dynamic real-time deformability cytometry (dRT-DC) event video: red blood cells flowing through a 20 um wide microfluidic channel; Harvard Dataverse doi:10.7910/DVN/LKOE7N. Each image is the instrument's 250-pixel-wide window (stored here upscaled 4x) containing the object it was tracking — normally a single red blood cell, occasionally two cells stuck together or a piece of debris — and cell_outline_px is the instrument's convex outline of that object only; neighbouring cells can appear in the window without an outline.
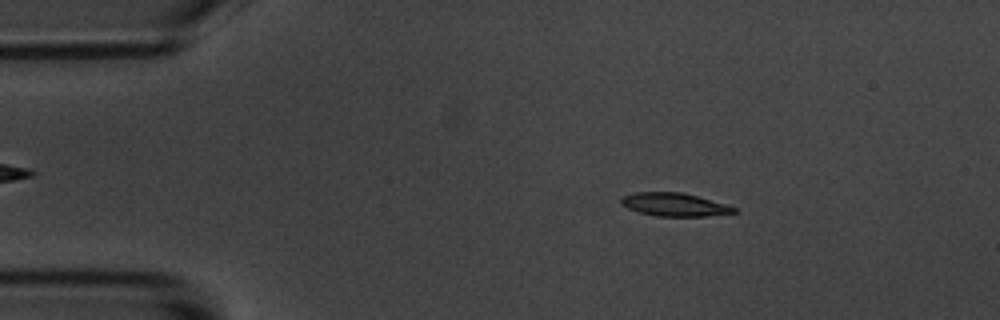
{"species": "common noctule bat (a hibernating species)", "species_latin": "Nyctalus noctula", "temperature_condition": "room temperature", "stored_images_in_passage": 4, "camera_frame_rate_fps": 3000, "um_per_image_px": 0.085, "animal": {"sex": "male", "body_mass_g": 20.1, "forearm_length_mm": 53.5}, "frame": {"image": 1, "passage_image": 2, "time_ms": 1.333, "image_size_px": [1000, 320], "cell_outline_px": [[740, 212], [708, 216], [656, 216], [640, 212], [628, 208], [620, 204], [620, 196], [636, 192], [684, 192], [724, 204], [736, 208]], "centroid_in_image_um": [57.3, 17.38], "position_along_channel_um": 27.7, "area_um2": 15.32}}